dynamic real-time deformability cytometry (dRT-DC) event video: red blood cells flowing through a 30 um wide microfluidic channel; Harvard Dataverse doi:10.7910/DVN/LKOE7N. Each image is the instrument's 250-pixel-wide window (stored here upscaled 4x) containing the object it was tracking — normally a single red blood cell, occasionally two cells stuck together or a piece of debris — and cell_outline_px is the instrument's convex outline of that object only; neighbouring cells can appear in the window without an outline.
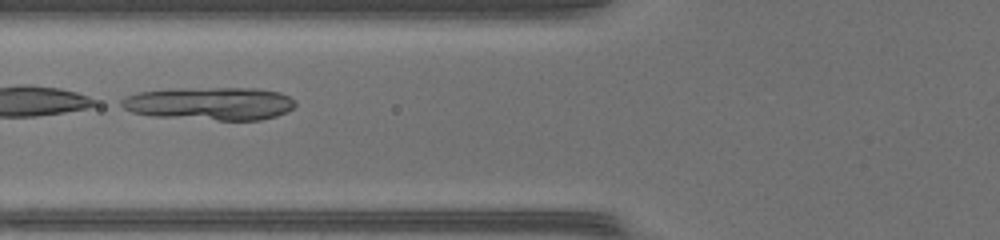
{"species": "common noctule bat (a hibernating species)", "species_latin": "Nyctalus noctula", "temperature_condition": "warm", "stored_images_in_passage": 43, "camera_frame_rate_fps": 3000, "um_per_image_px": 0.085, "animal": {"sex": "female", "body_mass_g": 17.0, "forearm_length_mm": 48.0}, "frame": {"image": 1, "passage_image": 16, "time_ms": 5.0, "image_size_px": [1000, 240], "cell_outline_px": [[296, 104], [292, 108], [276, 116], [260, 120], [216, 120], [152, 116], [132, 112], [124, 108], [120, 104], [120, 100], [124, 96], [136, 92], [180, 88], [256, 88], [280, 92], [296, 100]], "centroid_in_image_um": [17.82, 8.8], "position_along_channel_um": 108.0, "area_um2": 33.64}}
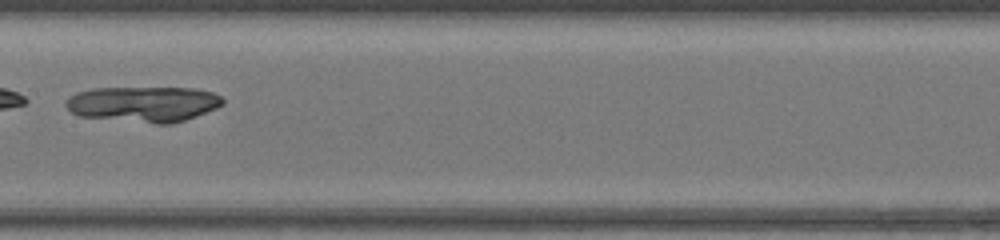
{"frame": {"image": 2, "passage_image": 22, "time_ms": 7.0, "image_size_px": [1000, 240], "cell_outline_px": [[224, 104], [216, 108], [196, 116], [172, 124], [156, 124], [80, 116], [72, 112], [64, 104], [68, 96], [76, 92], [92, 88], [196, 88], [212, 92], [220, 96], [224, 100]], "centroid_in_image_um": [12.19, 8.84], "position_along_channel_um": 195.2, "area_um2": 32.66}}
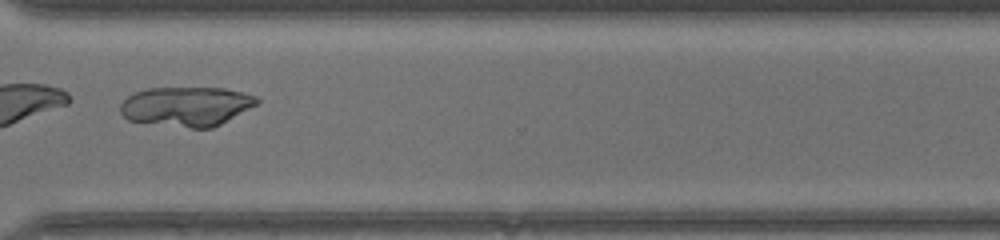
{"frame": {"image": 3, "passage_image": 33, "time_ms": 10.667, "image_size_px": [1000, 240], "cell_outline_px": [[260, 100], [256, 104], [220, 124], [212, 128], [192, 128], [128, 120], [120, 112], [120, 104], [128, 96], [136, 92], [148, 88], [224, 88], [256, 96]], "centroid_in_image_um": [15.82, 9.03], "position_along_channel_um": 354.8, "area_um2": 30.98}}